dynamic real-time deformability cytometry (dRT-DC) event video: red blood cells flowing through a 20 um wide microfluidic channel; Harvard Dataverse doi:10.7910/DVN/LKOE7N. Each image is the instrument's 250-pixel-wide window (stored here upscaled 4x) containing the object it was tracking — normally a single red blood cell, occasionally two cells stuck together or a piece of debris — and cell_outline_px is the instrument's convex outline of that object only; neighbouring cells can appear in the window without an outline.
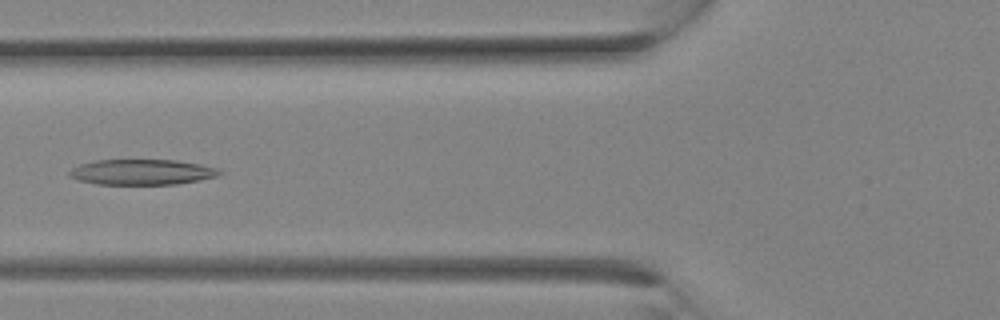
{"species": "Egyptian fruit bat (a non-hibernating species)", "species_latin": "Rousettus aegyptiacus", "temperature_condition": "room temperature", "stored_images_in_passage": 11, "camera_frame_rate_fps": 3000, "um_per_image_px": 0.085, "animal": {"sex": "female"}, "frame": {"image": 1, "passage_image": 10, "time_ms": 3.0, "image_size_px": [1000, 320], "cell_outline_px": [[224, 172], [216, 176], [200, 180], [176, 184], [96, 184], [80, 180], [68, 176], [68, 172], [72, 168], [80, 164], [96, 160], [176, 160], [200, 164], [220, 168]], "centroid_in_image_um": [12.09, 14.62], "position_along_channel_um": 113.7, "area_um2": 22.31}}